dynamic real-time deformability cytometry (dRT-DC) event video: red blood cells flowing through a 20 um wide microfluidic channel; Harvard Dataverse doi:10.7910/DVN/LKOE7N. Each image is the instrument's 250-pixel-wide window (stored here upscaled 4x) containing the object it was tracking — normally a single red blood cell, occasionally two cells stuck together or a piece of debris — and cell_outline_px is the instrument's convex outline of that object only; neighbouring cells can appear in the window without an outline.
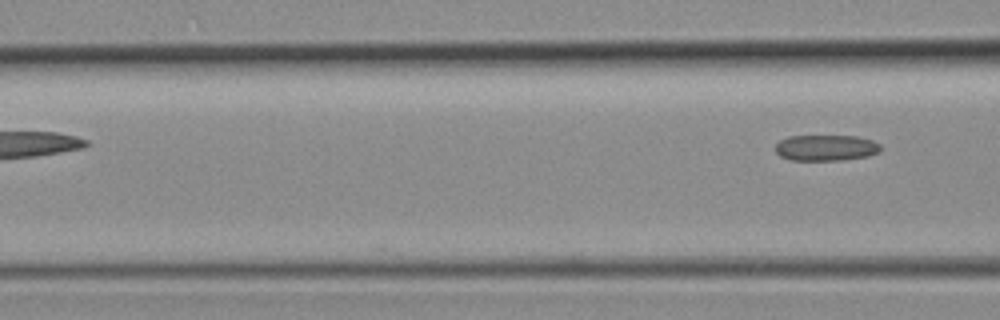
{"species": "common noctule bat (a hibernating species)", "species_latin": "Nyctalus noctula", "temperature_condition": "room temperature", "stored_images_in_passage": 4, "camera_frame_rate_fps": 3000, "um_per_image_px": 0.085, "animal": {"sex": "female", "body_mass_g": 19.3, "forearm_length_mm": 54.1}, "frame": {"image": 1, "passage_image": 4, "time_ms": 1.0, "image_size_px": [1000, 320], "cell_outline_px": [[880, 152], [868, 156], [844, 160], [792, 160], [780, 156], [776, 152], [776, 144], [780, 140], [788, 136], [856, 136], [872, 140], [880, 144]], "centroid_in_image_um": [70.22, 12.56], "position_along_channel_um": 96.4, "area_um2": 15.95}}